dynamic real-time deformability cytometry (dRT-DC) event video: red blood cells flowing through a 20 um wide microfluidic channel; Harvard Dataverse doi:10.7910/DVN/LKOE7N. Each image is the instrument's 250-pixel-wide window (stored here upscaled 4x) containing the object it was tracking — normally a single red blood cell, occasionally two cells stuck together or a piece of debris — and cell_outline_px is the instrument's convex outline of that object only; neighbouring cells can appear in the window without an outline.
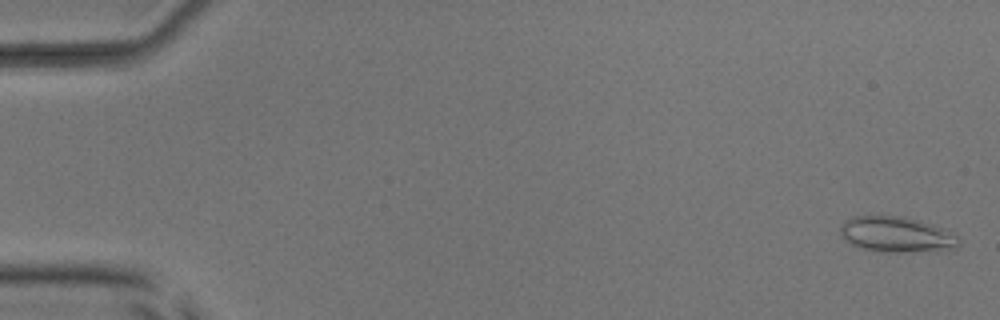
{"species": "common noctule bat (a hibernating species)", "species_latin": "Nyctalus noctula", "temperature_condition": "room temperature", "stored_images_in_passage": 52, "camera_frame_rate_fps": 3000, "um_per_image_px": 0.085, "animal": {"sex": "male", "body_mass_g": 17.9, "forearm_length_mm": 54.2}, "frame": {"image": 1, "passage_image": 2, "time_ms": 0.333, "image_size_px": [1000, 320], "cell_outline_px": [[960, 244], [956, 248], [936, 252], [880, 252], [864, 248], [852, 244], [844, 240], [840, 236], [840, 224], [844, 220], [852, 216], [904, 216], [920, 220], [956, 232], [960, 240]], "centroid_in_image_um": [76.26, 19.94], "position_along_channel_um": 8.7, "area_um2": 25.32}}
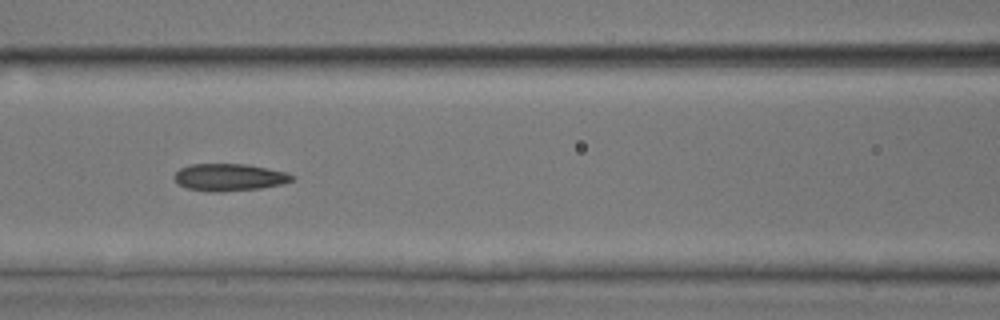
{"frame": {"image": 2, "passage_image": 24, "time_ms": 7.667, "image_size_px": [1000, 320], "cell_outline_px": [[296, 176], [292, 180], [280, 184], [260, 188], [224, 192], [212, 192], [188, 188], [176, 184], [172, 176], [180, 168], [192, 164], [248, 164], [268, 168], [284, 172]], "centroid_in_image_um": [19.44, 15.07], "position_along_channel_um": 147.2, "area_um2": 18.73}}
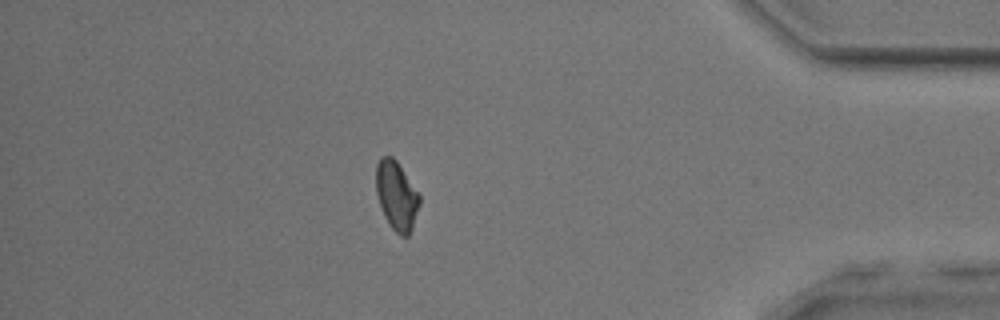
{"frame": {"image": 3, "passage_image": 46, "time_ms": 15.0, "image_size_px": [1000, 320], "cell_outline_px": [[420, 204], [412, 228], [408, 236], [400, 236], [388, 224], [384, 216], [376, 192], [376, 164], [380, 156], [392, 156], [396, 160], [420, 196]], "centroid_in_image_um": [33.69, 16.63], "position_along_channel_um": 401.5, "area_um2": 17.34}, "authors_computed_cell_mechanics": {"area_um2": 18.5827, "velocity_mm_per_s": 3.9862, "shape_relaxation_time_tau1_ms": 6.2589, "shape_relaxation_time_tau2_ms": 3.554, "deformation_change_tau1": 0.1578, "deformation_change_tau2": 0.1095}}